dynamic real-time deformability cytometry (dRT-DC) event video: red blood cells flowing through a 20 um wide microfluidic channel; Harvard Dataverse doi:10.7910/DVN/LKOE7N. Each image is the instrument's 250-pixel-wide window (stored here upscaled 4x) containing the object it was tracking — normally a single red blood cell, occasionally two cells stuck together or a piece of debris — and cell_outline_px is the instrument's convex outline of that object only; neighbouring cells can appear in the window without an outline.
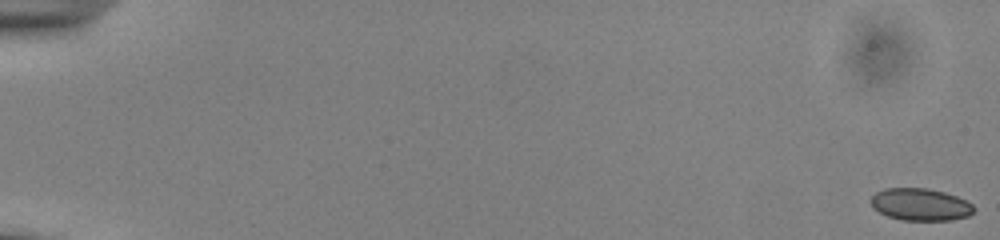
{"species": "common noctule bat (a hibernating species)", "species_latin": "Nyctalus noctula", "temperature_condition": "cold", "stored_images_in_passage": 55, "camera_frame_rate_fps": 3000, "um_per_image_px": 0.085, "animal": {"sex": "male", "body_mass_g": 13.0, "forearm_length_mm": 53.1}, "frame": {"image": 1, "passage_image": 1, "time_ms": 0.0, "image_size_px": [1000, 240], "cell_outline_px": [[976, 208], [968, 216], [952, 220], [900, 220], [888, 216], [872, 208], [872, 196], [876, 192], [884, 188], [928, 188], [944, 192], [956, 196], [972, 204]], "centroid_in_image_um": [78.23, 17.38], "position_along_channel_um": 6.8, "area_um2": 19.31}}
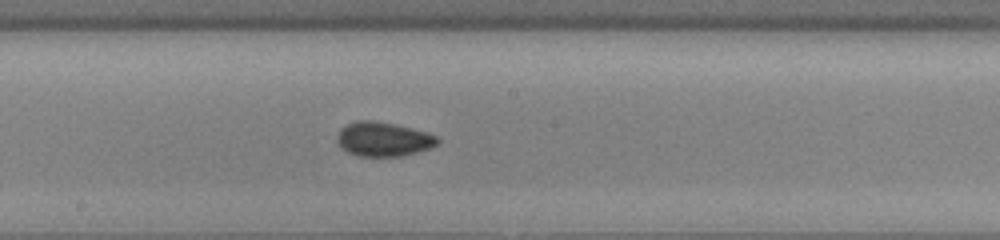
{"frame": {"image": 2, "passage_image": 32, "time_ms": 10.333, "image_size_px": [1000, 240], "cell_outline_px": [[440, 140], [432, 148], [404, 156], [356, 156], [340, 148], [340, 128], [356, 120], [372, 120], [392, 124], [428, 132], [436, 136]], "centroid_in_image_um": [32.62, 11.84], "position_along_channel_um": 215.6, "area_um2": 19.88}}
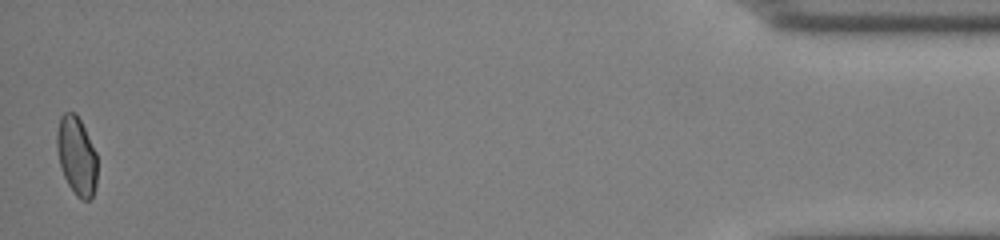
{"frame": {"image": 3, "passage_image": 55, "time_ms": 18.0, "image_size_px": [1000, 240], "cell_outline_px": [[96, 184], [92, 196], [88, 200], [80, 200], [76, 196], [68, 184], [64, 176], [60, 164], [56, 148], [56, 132], [60, 116], [64, 112], [76, 112], [96, 152]], "centroid_in_image_um": [6.49, 13.23], "position_along_channel_um": 428.7, "area_um2": 18.44}, "authors_computed_cell_mechanics": {"area_um2": 19.5364, "velocity_mm_per_s": 3.8528, "shape_relaxation_time_tau1_ms": null, "shape_relaxation_time_tau2_ms": 2.0704, "deformation_change_tau1": null, "deformation_change_tau2": 0.0576}}